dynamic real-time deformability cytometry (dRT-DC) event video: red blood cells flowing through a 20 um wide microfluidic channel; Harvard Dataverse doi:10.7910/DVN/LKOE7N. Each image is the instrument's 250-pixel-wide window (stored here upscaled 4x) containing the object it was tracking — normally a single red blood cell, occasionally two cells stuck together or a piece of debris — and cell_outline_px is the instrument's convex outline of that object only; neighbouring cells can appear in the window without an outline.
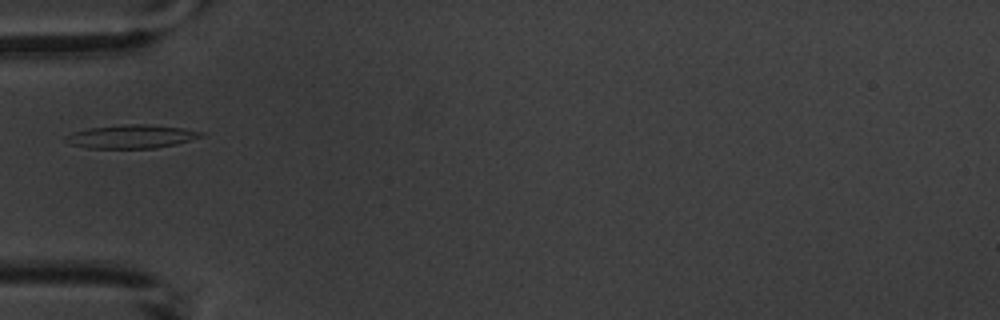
{"species": "common noctule bat (a hibernating species)", "species_latin": "Nyctalus noctula", "temperature_condition": "warm", "stored_images_in_passage": 3, "camera_frame_rate_fps": 3000, "um_per_image_px": 0.085, "animal": {"sex": "male", "body_mass_g": 20.1, "forearm_length_mm": 53.5}, "frame": {"image": 1, "passage_image": 3, "time_ms": 3.667, "image_size_px": [1000, 320], "cell_outline_px": [[204, 136], [176, 144], [156, 148], [88, 148], [68, 144], [64, 140], [72, 132], [88, 128], [124, 124], [144, 124], [184, 128], [204, 132]], "centroid_in_image_um": [11.17, 11.6], "position_along_channel_um": 73.8, "area_um2": 18.55}}